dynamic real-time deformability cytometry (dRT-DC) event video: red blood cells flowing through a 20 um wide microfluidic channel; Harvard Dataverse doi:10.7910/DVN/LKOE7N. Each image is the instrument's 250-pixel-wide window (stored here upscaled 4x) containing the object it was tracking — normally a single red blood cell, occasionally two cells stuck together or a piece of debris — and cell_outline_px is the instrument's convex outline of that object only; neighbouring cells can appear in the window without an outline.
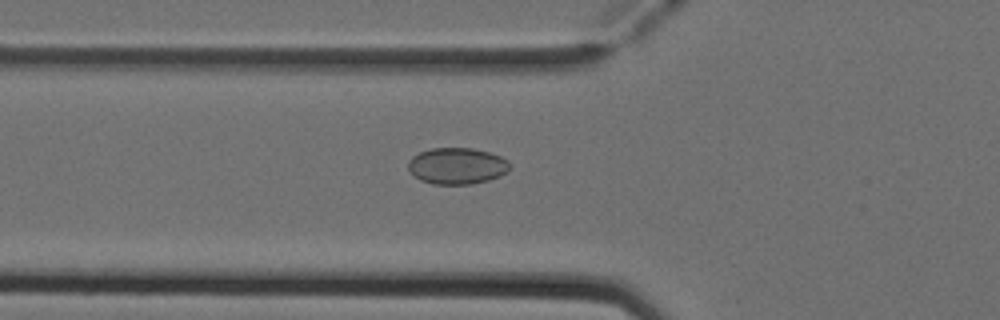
{"species": "Egyptian fruit bat (a non-hibernating species)", "species_latin": "Rousettus aegyptiacus", "temperature_condition": "cold", "stored_images_in_passage": 33, "camera_frame_rate_fps": 3000, "um_per_image_px": 0.085, "animal": {"sex": "female"}, "frame": {"image": 1, "passage_image": 4, "time_ms": 1.0, "image_size_px": [1000, 320], "cell_outline_px": [[508, 172], [500, 176], [488, 180], [472, 184], [432, 184], [420, 180], [408, 168], [408, 160], [412, 156], [420, 152], [432, 148], [472, 148], [488, 152], [500, 156], [508, 160]], "centroid_in_image_um": [38.84, 14.1], "position_along_channel_um": 87.0, "area_um2": 21.5}}
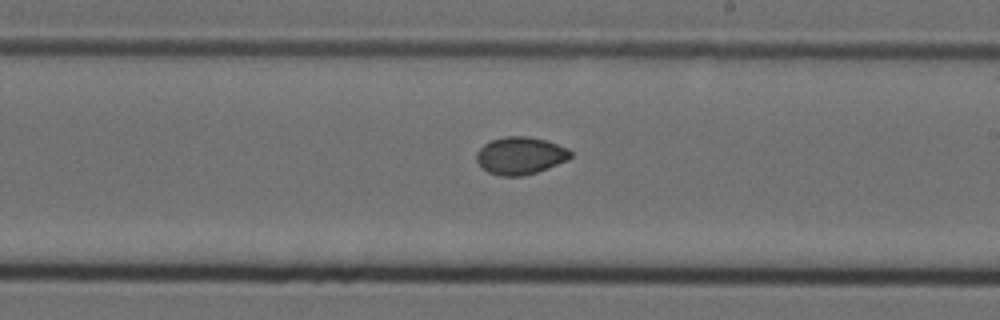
{"frame": {"image": 2, "passage_image": 16, "time_ms": 5.0, "image_size_px": [1000, 320], "cell_outline_px": [[572, 156], [568, 160], [536, 172], [520, 176], [500, 176], [488, 172], [476, 160], [476, 152], [484, 144], [492, 140], [504, 136], [528, 136], [544, 140], [568, 148], [572, 152]], "centroid_in_image_um": [44.23, 13.22], "position_along_channel_um": 244.8, "area_um2": 20.4}}
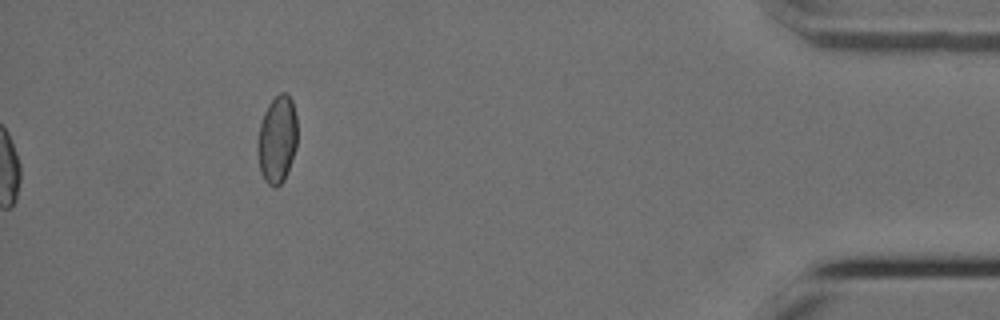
{"frame": {"image": 3, "passage_image": 33, "time_ms": 10.667, "image_size_px": [1000, 320], "cell_outline_px": [[296, 148], [292, 160], [284, 180], [276, 188], [272, 188], [264, 180], [260, 172], [256, 144], [256, 140], [260, 124], [264, 112], [268, 104], [280, 92], [284, 92], [292, 100], [296, 116]], "centroid_in_image_um": [23.53, 11.88], "position_along_channel_um": 411.7, "area_um2": 20.46}, "authors_computed_cell_mechanics": {"area_um2": 20.23, "velocity_mm_per_s": 3.9348, "shape_relaxation_time_tau1_ms": null, "shape_relaxation_time_tau2_ms": 0.9022, "deformation_change_tau1": null, "deformation_change_tau2": 0.0194}}